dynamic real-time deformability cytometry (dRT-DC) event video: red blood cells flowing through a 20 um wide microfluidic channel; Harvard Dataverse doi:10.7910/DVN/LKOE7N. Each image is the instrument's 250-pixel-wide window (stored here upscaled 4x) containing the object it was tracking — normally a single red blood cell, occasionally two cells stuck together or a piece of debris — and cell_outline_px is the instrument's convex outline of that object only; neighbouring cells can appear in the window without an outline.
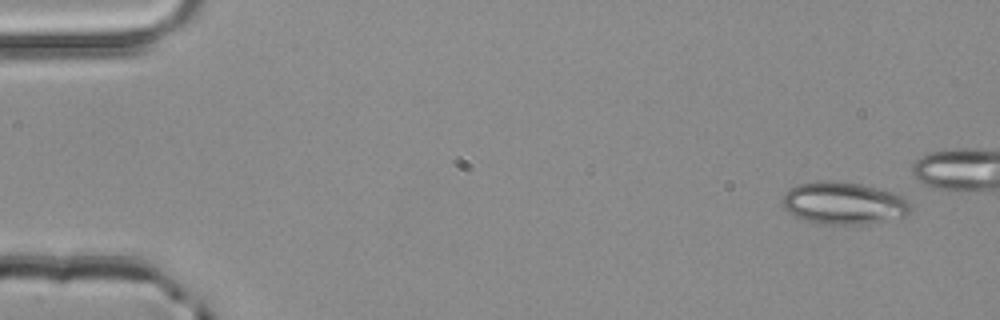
{"species": "common noctule bat (a hibernating species)", "species_latin": "Nyctalus noctula", "temperature_condition": "room temperature", "stored_images_in_passage": 5, "camera_frame_rate_fps": 3000, "um_per_image_px": 0.085, "animal": {"sex": "male", "body_mass_g": 20.4}, "frame": {"image": 1, "passage_image": 1, "time_ms": 0.0, "image_size_px": [1000, 320], "cell_outline_px": [[912, 212], [908, 216], [864, 224], [816, 224], [796, 216], [784, 208], [780, 204], [784, 196], [796, 184], [816, 180], [824, 180], [860, 184], [892, 192], [904, 196], [912, 208]], "centroid_in_image_um": [71.73, 17.27], "position_along_channel_um": 13.3, "area_um2": 31.67}}